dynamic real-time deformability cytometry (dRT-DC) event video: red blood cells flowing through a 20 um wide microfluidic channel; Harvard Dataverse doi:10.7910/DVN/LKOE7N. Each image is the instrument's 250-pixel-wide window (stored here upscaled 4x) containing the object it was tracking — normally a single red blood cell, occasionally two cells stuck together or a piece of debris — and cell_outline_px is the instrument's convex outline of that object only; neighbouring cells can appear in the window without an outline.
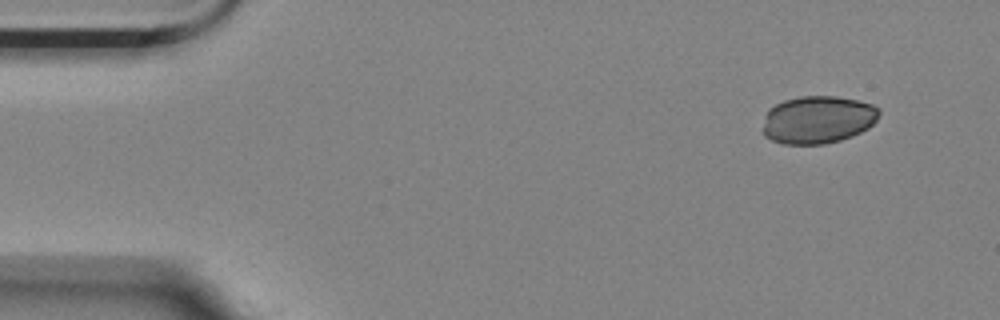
{"species": "Egyptian fruit bat (a non-hibernating species)", "species_latin": "Rousettus aegyptiacus", "temperature_condition": "room temperature", "stored_images_in_passage": 2, "camera_frame_rate_fps": 3000, "um_per_image_px": 0.085, "animal": {"sex": "female"}, "frame": {"image": 1, "passage_image": 1, "time_ms": 0.0, "image_size_px": [1000, 320], "cell_outline_px": [[880, 112], [876, 120], [868, 128], [852, 136], [840, 140], [824, 144], [784, 144], [772, 140], [764, 136], [760, 128], [764, 116], [768, 108], [784, 100], [800, 96], [836, 96], [856, 100], [872, 104], [880, 108]], "centroid_in_image_um": [69.47, 10.17], "position_along_channel_um": 15.5, "area_um2": 32.71}}